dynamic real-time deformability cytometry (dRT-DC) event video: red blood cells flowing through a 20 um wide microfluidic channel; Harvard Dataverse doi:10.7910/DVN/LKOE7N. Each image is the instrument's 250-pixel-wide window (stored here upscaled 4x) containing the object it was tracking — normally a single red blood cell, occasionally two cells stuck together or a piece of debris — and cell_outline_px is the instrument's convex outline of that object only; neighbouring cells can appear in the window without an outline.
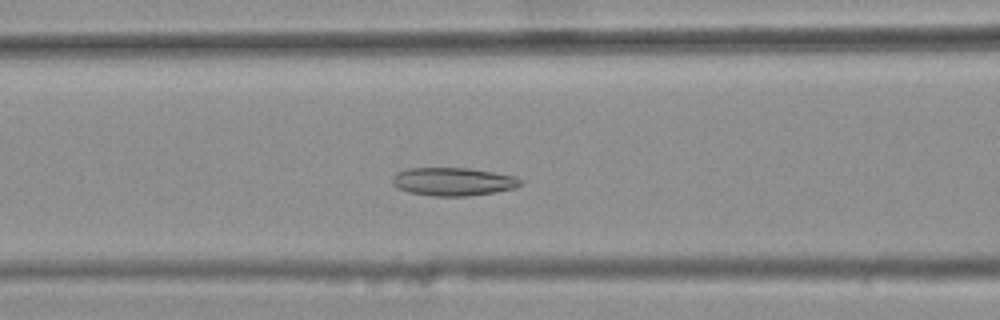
{"species": "common noctule bat (a hibernating species)", "species_latin": "Nyctalus noctula", "temperature_condition": "warm", "stored_images_in_passage": 35, "camera_frame_rate_fps": 3000, "um_per_image_px": 0.085, "animal": {"sex": "female", "body_mass_g": 25.1}, "frame": {"image": 1, "passage_image": 12, "time_ms": 3.667, "image_size_px": [1000, 320], "cell_outline_px": [[524, 184], [512, 188], [496, 192], [468, 196], [432, 196], [408, 192], [396, 188], [392, 184], [392, 176], [396, 172], [408, 168], [468, 168], [516, 176], [524, 180]], "centroid_in_image_um": [38.5, 15.44], "position_along_channel_um": 128.1, "area_um2": 21.27}}
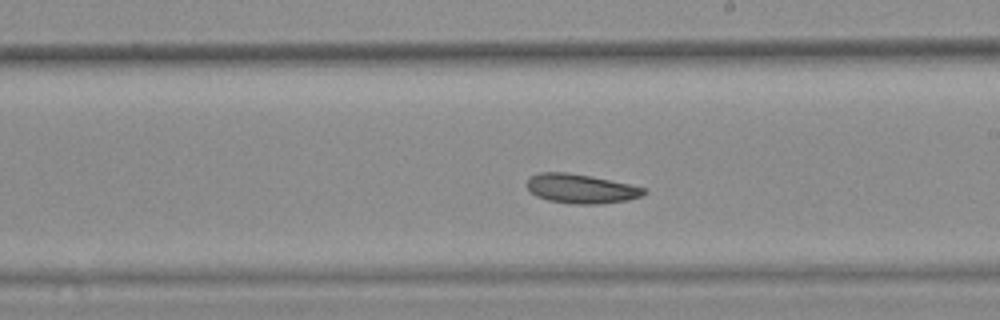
{"frame": {"image": 2, "passage_image": 21, "time_ms": 6.667, "image_size_px": [1000, 320], "cell_outline_px": [[648, 192], [640, 196], [628, 200], [600, 204], [572, 204], [548, 200], [536, 196], [528, 188], [528, 180], [532, 176], [540, 172], [568, 172], [592, 176], [632, 184], [644, 188]], "centroid_in_image_um": [49.42, 16.04], "position_along_channel_um": 239.6, "area_um2": 20.0}}
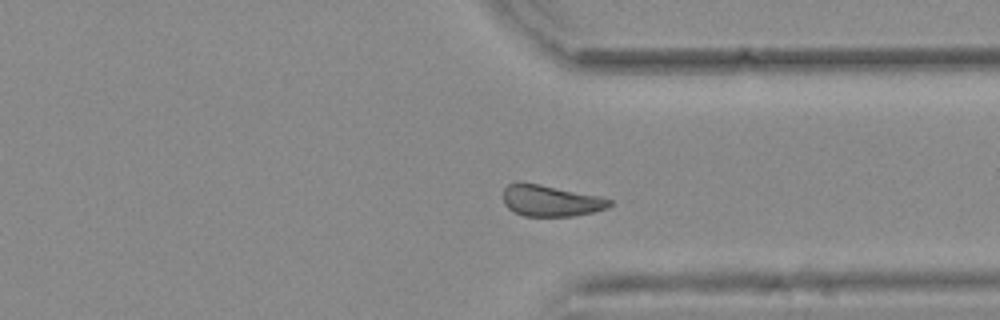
{"frame": {"image": 3, "passage_image": 31, "time_ms": 10.0, "image_size_px": [1000, 320], "cell_outline_px": [[612, 204], [608, 208], [576, 216], [524, 216], [512, 212], [504, 204], [504, 188], [508, 184], [516, 180], [540, 184], [600, 196], [612, 200]], "centroid_in_image_um": [46.78, 17.05], "position_along_channel_um": 364.6, "area_um2": 19.71}, "authors_computed_cell_mechanics": {"area_um2": 20.2878, "velocity_mm_per_s": 3.7365, "shape_relaxation_time_tau1_ms": null, "shape_relaxation_time_tau2_ms": 5.1256, "deformation_change_tau1": null, "deformation_change_tau2": 0.1021}}